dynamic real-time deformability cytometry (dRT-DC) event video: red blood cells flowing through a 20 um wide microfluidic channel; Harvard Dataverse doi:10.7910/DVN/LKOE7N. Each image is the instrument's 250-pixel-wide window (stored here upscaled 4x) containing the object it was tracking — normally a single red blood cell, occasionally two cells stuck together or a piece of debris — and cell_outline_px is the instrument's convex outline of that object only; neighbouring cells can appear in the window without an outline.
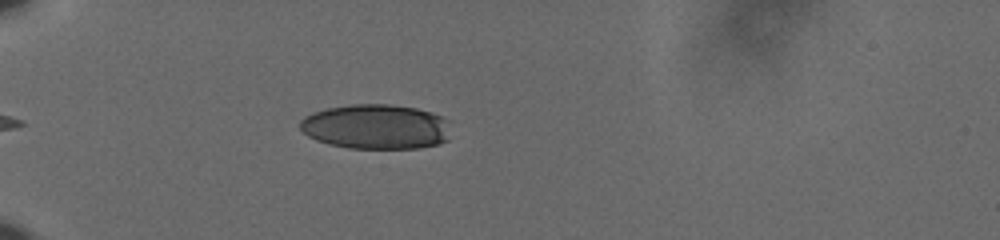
{"species": "human", "species_latin": "Homo sapiens", "temperature_condition": "cold", "stored_images_in_passage": 36, "camera_frame_rate_fps": 3000, "um_per_image_px": 0.085, "donor": {"sex": "male"}, "frame": {"image": 1, "passage_image": 1, "time_ms": 0.0, "image_size_px": [1000, 240], "cell_outline_px": [[452, 120], [448, 140], [440, 144], [416, 148], [348, 148], [328, 144], [316, 140], [308, 136], [300, 128], [300, 120], [304, 116], [312, 112], [328, 108], [352, 104], [388, 104], [416, 108], [432, 112], [444, 116]], "centroid_in_image_um": [32.02, 10.77], "position_along_channel_um": 53.0, "area_um2": 40.0}}
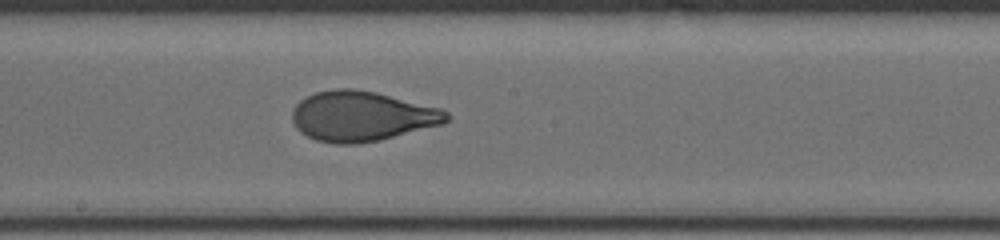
{"frame": {"image": 2, "passage_image": 17, "time_ms": 5.333, "image_size_px": [1000, 240], "cell_outline_px": [[452, 116], [444, 124], [380, 140], [356, 144], [336, 144], [316, 140], [300, 132], [296, 128], [292, 120], [292, 108], [300, 100], [316, 92], [336, 88], [352, 88], [376, 92], [440, 108], [448, 112]], "centroid_in_image_um": [30.75, 9.88], "position_along_channel_um": 217.4, "area_um2": 45.2}}
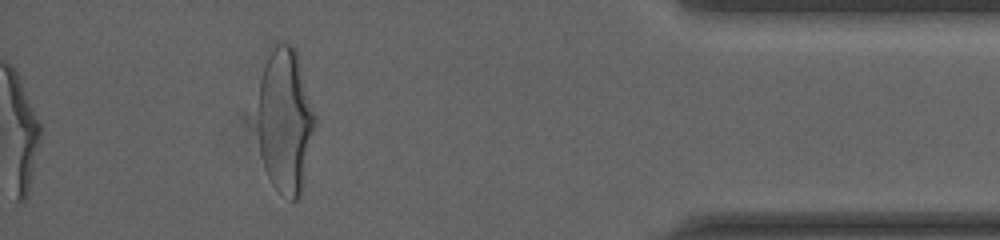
{"frame": {"image": 3, "passage_image": 36, "time_ms": 11.667, "image_size_px": [1000, 240], "cell_outline_px": [[316, 124], [304, 184], [300, 196], [296, 200], [292, 200], [276, 188], [272, 184], [264, 168], [260, 152], [260, 80], [268, 48], [276, 40], [292, 44], [296, 48], [316, 116]], "centroid_in_image_um": [24.28, 10.18], "position_along_channel_um": 410.9, "area_um2": 48.67}, "authors_computed_cell_mechanics": {"area_um2": 44.6216, "velocity_mm_per_s": 3.6323, "shape_relaxation_time_tau1_ms": 5.4515, "shape_relaxation_time_tau2_ms": null, "deformation_change_tau1": 0.1984, "deformation_change_tau2": null}}